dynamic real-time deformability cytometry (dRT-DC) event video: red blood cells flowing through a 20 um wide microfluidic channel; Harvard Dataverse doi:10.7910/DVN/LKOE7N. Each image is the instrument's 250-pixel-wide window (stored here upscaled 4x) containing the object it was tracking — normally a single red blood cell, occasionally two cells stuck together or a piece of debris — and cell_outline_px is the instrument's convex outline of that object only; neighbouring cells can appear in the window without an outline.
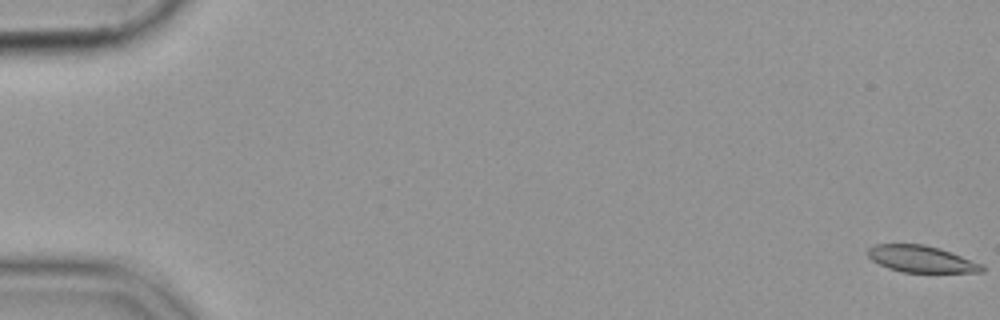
{"species": "common noctule bat (a hibernating species)", "species_latin": "Nyctalus noctula", "temperature_condition": "cold", "stored_images_in_passage": 56, "camera_frame_rate_fps": 3000, "um_per_image_px": 0.085, "animal": {"sex": "female", "body_mass_g": 19.9}, "frame": {"image": 1, "passage_image": 1, "time_ms": 0.0, "image_size_px": [1000, 320], "cell_outline_px": [[984, 272], [900, 272], [888, 268], [872, 260], [868, 256], [868, 248], [876, 244], [924, 244], [940, 248], [984, 264]], "centroid_in_image_um": [78.33, 22.01], "position_along_channel_um": 6.7, "area_um2": 17.8}}
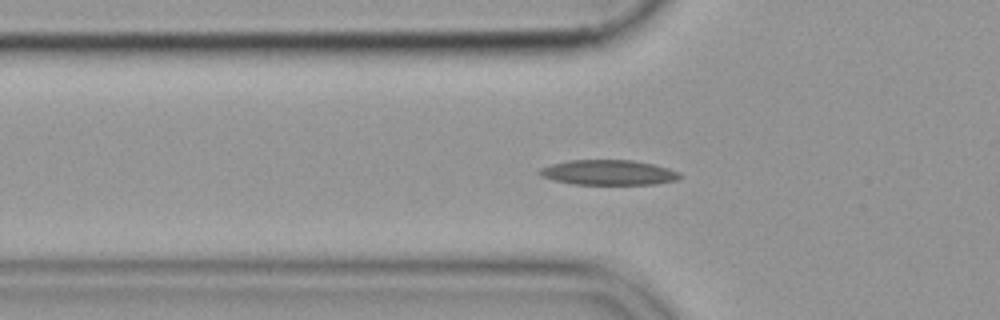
{"frame": {"image": 2, "passage_image": 20, "time_ms": 6.333, "image_size_px": [1000, 320], "cell_outline_px": [[680, 176], [676, 180], [656, 184], [572, 184], [540, 176], [536, 172], [540, 168], [552, 164], [568, 160], [632, 160], [652, 164], [668, 168], [680, 172]], "centroid_in_image_um": [51.69, 14.66], "position_along_channel_um": 74.1, "area_um2": 20.4}}
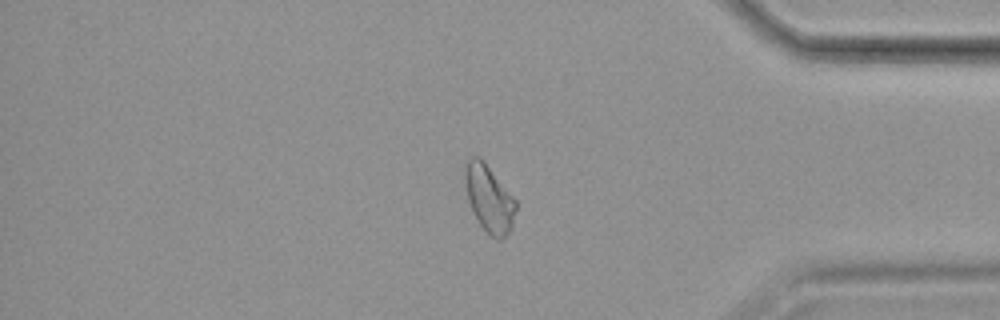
{"frame": {"image": 3, "passage_image": 48, "time_ms": 15.667, "image_size_px": [1000, 320], "cell_outline_px": [[516, 208], [512, 228], [500, 240], [496, 240], [480, 224], [468, 200], [464, 180], [464, 168], [468, 156], [480, 156], [484, 160], [516, 200]], "centroid_in_image_um": [41.56, 16.82], "position_along_channel_um": 393.6, "area_um2": 19.83}}